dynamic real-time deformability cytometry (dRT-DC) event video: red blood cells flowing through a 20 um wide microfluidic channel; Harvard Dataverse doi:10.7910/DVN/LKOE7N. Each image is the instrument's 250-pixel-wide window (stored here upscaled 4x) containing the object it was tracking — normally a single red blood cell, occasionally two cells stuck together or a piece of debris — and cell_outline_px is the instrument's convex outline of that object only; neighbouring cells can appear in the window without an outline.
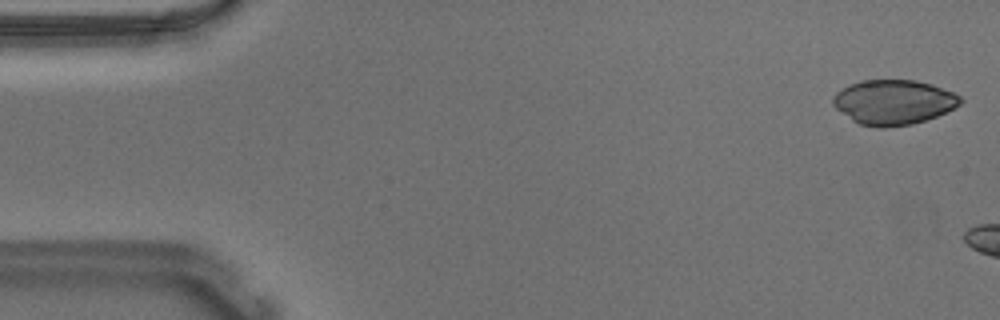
{"species": "Egyptian fruit bat (a non-hibernating species)", "species_latin": "Rousettus aegyptiacus", "temperature_condition": "warm", "stored_images_in_passage": 6, "camera_frame_rate_fps": 3000, "um_per_image_px": 0.085, "animal": {"sex": "male"}, "frame": {"image": 1, "passage_image": 1, "time_ms": 0.0, "image_size_px": [1000, 320], "cell_outline_px": [[964, 100], [960, 104], [936, 116], [912, 124], [884, 128], [876, 128], [860, 124], [852, 120], [836, 108], [832, 104], [832, 100], [836, 92], [848, 84], [860, 80], [916, 80], [932, 84], [952, 92], [960, 96]], "centroid_in_image_um": [75.92, 8.68], "position_along_channel_um": 9.1, "area_um2": 33.23}}